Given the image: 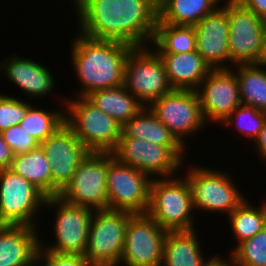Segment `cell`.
<instances>
[{
	"instance_id": "obj_17",
	"label": "cell",
	"mask_w": 266,
	"mask_h": 266,
	"mask_svg": "<svg viewBox=\"0 0 266 266\" xmlns=\"http://www.w3.org/2000/svg\"><path fill=\"white\" fill-rule=\"evenodd\" d=\"M233 70L212 69L196 90L206 124L213 121L220 124L242 104Z\"/></svg>"
},
{
	"instance_id": "obj_12",
	"label": "cell",
	"mask_w": 266,
	"mask_h": 266,
	"mask_svg": "<svg viewBox=\"0 0 266 266\" xmlns=\"http://www.w3.org/2000/svg\"><path fill=\"white\" fill-rule=\"evenodd\" d=\"M46 208L56 207L54 233L55 244L44 247L40 240V248L57 254L85 255L88 232L94 209L74 205L63 200L59 195L47 197ZM48 206V207H47Z\"/></svg>"
},
{
	"instance_id": "obj_19",
	"label": "cell",
	"mask_w": 266,
	"mask_h": 266,
	"mask_svg": "<svg viewBox=\"0 0 266 266\" xmlns=\"http://www.w3.org/2000/svg\"><path fill=\"white\" fill-rule=\"evenodd\" d=\"M39 248L35 227L0 225V266H28L37 258Z\"/></svg>"
},
{
	"instance_id": "obj_8",
	"label": "cell",
	"mask_w": 266,
	"mask_h": 266,
	"mask_svg": "<svg viewBox=\"0 0 266 266\" xmlns=\"http://www.w3.org/2000/svg\"><path fill=\"white\" fill-rule=\"evenodd\" d=\"M222 7L227 12L229 22L231 64H259L264 48L265 20L237 0L225 1Z\"/></svg>"
},
{
	"instance_id": "obj_29",
	"label": "cell",
	"mask_w": 266,
	"mask_h": 266,
	"mask_svg": "<svg viewBox=\"0 0 266 266\" xmlns=\"http://www.w3.org/2000/svg\"><path fill=\"white\" fill-rule=\"evenodd\" d=\"M255 208L245 200L229 216V225L237 243L256 235L266 226V201Z\"/></svg>"
},
{
	"instance_id": "obj_18",
	"label": "cell",
	"mask_w": 266,
	"mask_h": 266,
	"mask_svg": "<svg viewBox=\"0 0 266 266\" xmlns=\"http://www.w3.org/2000/svg\"><path fill=\"white\" fill-rule=\"evenodd\" d=\"M196 51L212 69H230L229 22L221 6L194 25ZM225 64V65H224Z\"/></svg>"
},
{
	"instance_id": "obj_23",
	"label": "cell",
	"mask_w": 266,
	"mask_h": 266,
	"mask_svg": "<svg viewBox=\"0 0 266 266\" xmlns=\"http://www.w3.org/2000/svg\"><path fill=\"white\" fill-rule=\"evenodd\" d=\"M221 1L158 0V22L194 26L204 17L216 11L220 7L218 2Z\"/></svg>"
},
{
	"instance_id": "obj_2",
	"label": "cell",
	"mask_w": 266,
	"mask_h": 266,
	"mask_svg": "<svg viewBox=\"0 0 266 266\" xmlns=\"http://www.w3.org/2000/svg\"><path fill=\"white\" fill-rule=\"evenodd\" d=\"M133 48L124 42L79 34L71 51L72 67L82 86L77 95L86 97L95 90L122 86L125 61Z\"/></svg>"
},
{
	"instance_id": "obj_30",
	"label": "cell",
	"mask_w": 266,
	"mask_h": 266,
	"mask_svg": "<svg viewBox=\"0 0 266 266\" xmlns=\"http://www.w3.org/2000/svg\"><path fill=\"white\" fill-rule=\"evenodd\" d=\"M30 106L19 125L32 135L39 143L52 135L64 124V112H50Z\"/></svg>"
},
{
	"instance_id": "obj_38",
	"label": "cell",
	"mask_w": 266,
	"mask_h": 266,
	"mask_svg": "<svg viewBox=\"0 0 266 266\" xmlns=\"http://www.w3.org/2000/svg\"><path fill=\"white\" fill-rule=\"evenodd\" d=\"M255 142L256 151L261 159L266 161V120L263 128L259 132L258 136L253 140Z\"/></svg>"
},
{
	"instance_id": "obj_21",
	"label": "cell",
	"mask_w": 266,
	"mask_h": 266,
	"mask_svg": "<svg viewBox=\"0 0 266 266\" xmlns=\"http://www.w3.org/2000/svg\"><path fill=\"white\" fill-rule=\"evenodd\" d=\"M173 89L196 91L212 68L195 50L188 53H157Z\"/></svg>"
},
{
	"instance_id": "obj_10",
	"label": "cell",
	"mask_w": 266,
	"mask_h": 266,
	"mask_svg": "<svg viewBox=\"0 0 266 266\" xmlns=\"http://www.w3.org/2000/svg\"><path fill=\"white\" fill-rule=\"evenodd\" d=\"M46 198L21 175L9 168L0 170V225L36 227V214L45 205Z\"/></svg>"
},
{
	"instance_id": "obj_28",
	"label": "cell",
	"mask_w": 266,
	"mask_h": 266,
	"mask_svg": "<svg viewBox=\"0 0 266 266\" xmlns=\"http://www.w3.org/2000/svg\"><path fill=\"white\" fill-rule=\"evenodd\" d=\"M156 53H188L196 50L194 26L157 22L153 41Z\"/></svg>"
},
{
	"instance_id": "obj_7",
	"label": "cell",
	"mask_w": 266,
	"mask_h": 266,
	"mask_svg": "<svg viewBox=\"0 0 266 266\" xmlns=\"http://www.w3.org/2000/svg\"><path fill=\"white\" fill-rule=\"evenodd\" d=\"M151 181L148 174L120 162L109 152L106 181L108 209L147 214Z\"/></svg>"
},
{
	"instance_id": "obj_31",
	"label": "cell",
	"mask_w": 266,
	"mask_h": 266,
	"mask_svg": "<svg viewBox=\"0 0 266 266\" xmlns=\"http://www.w3.org/2000/svg\"><path fill=\"white\" fill-rule=\"evenodd\" d=\"M266 112L256 109L253 106L241 104L224 121L223 125L237 127L241 135L254 140L264 126Z\"/></svg>"
},
{
	"instance_id": "obj_34",
	"label": "cell",
	"mask_w": 266,
	"mask_h": 266,
	"mask_svg": "<svg viewBox=\"0 0 266 266\" xmlns=\"http://www.w3.org/2000/svg\"><path fill=\"white\" fill-rule=\"evenodd\" d=\"M4 142L14 155L28 153L36 149L40 143L20 125H14L0 132Z\"/></svg>"
},
{
	"instance_id": "obj_15",
	"label": "cell",
	"mask_w": 266,
	"mask_h": 266,
	"mask_svg": "<svg viewBox=\"0 0 266 266\" xmlns=\"http://www.w3.org/2000/svg\"><path fill=\"white\" fill-rule=\"evenodd\" d=\"M112 154L120 162L152 175L150 177L155 174L160 178L171 177L183 164V159L171 147L139 138L120 137Z\"/></svg>"
},
{
	"instance_id": "obj_5",
	"label": "cell",
	"mask_w": 266,
	"mask_h": 266,
	"mask_svg": "<svg viewBox=\"0 0 266 266\" xmlns=\"http://www.w3.org/2000/svg\"><path fill=\"white\" fill-rule=\"evenodd\" d=\"M123 86L144 106L173 91L159 55L149 47H134L124 65Z\"/></svg>"
},
{
	"instance_id": "obj_40",
	"label": "cell",
	"mask_w": 266,
	"mask_h": 266,
	"mask_svg": "<svg viewBox=\"0 0 266 266\" xmlns=\"http://www.w3.org/2000/svg\"><path fill=\"white\" fill-rule=\"evenodd\" d=\"M259 64L266 66V20L264 22V48H263L262 58Z\"/></svg>"
},
{
	"instance_id": "obj_27",
	"label": "cell",
	"mask_w": 266,
	"mask_h": 266,
	"mask_svg": "<svg viewBox=\"0 0 266 266\" xmlns=\"http://www.w3.org/2000/svg\"><path fill=\"white\" fill-rule=\"evenodd\" d=\"M242 104L266 112V70L261 64L236 65Z\"/></svg>"
},
{
	"instance_id": "obj_20",
	"label": "cell",
	"mask_w": 266,
	"mask_h": 266,
	"mask_svg": "<svg viewBox=\"0 0 266 266\" xmlns=\"http://www.w3.org/2000/svg\"><path fill=\"white\" fill-rule=\"evenodd\" d=\"M0 69L9 81L33 99L46 96L56 86L52 73L44 65L28 58L13 55L0 62Z\"/></svg>"
},
{
	"instance_id": "obj_9",
	"label": "cell",
	"mask_w": 266,
	"mask_h": 266,
	"mask_svg": "<svg viewBox=\"0 0 266 266\" xmlns=\"http://www.w3.org/2000/svg\"><path fill=\"white\" fill-rule=\"evenodd\" d=\"M186 177L192 191L194 212L198 209L203 212L220 211L229 216L246 200L231 176L221 170L192 166Z\"/></svg>"
},
{
	"instance_id": "obj_3",
	"label": "cell",
	"mask_w": 266,
	"mask_h": 266,
	"mask_svg": "<svg viewBox=\"0 0 266 266\" xmlns=\"http://www.w3.org/2000/svg\"><path fill=\"white\" fill-rule=\"evenodd\" d=\"M175 176L152 178L147 214L167 232L196 230L190 184L186 176Z\"/></svg>"
},
{
	"instance_id": "obj_37",
	"label": "cell",
	"mask_w": 266,
	"mask_h": 266,
	"mask_svg": "<svg viewBox=\"0 0 266 266\" xmlns=\"http://www.w3.org/2000/svg\"><path fill=\"white\" fill-rule=\"evenodd\" d=\"M14 158V153L11 148L4 142L0 133V170H4L10 167Z\"/></svg>"
},
{
	"instance_id": "obj_32",
	"label": "cell",
	"mask_w": 266,
	"mask_h": 266,
	"mask_svg": "<svg viewBox=\"0 0 266 266\" xmlns=\"http://www.w3.org/2000/svg\"><path fill=\"white\" fill-rule=\"evenodd\" d=\"M231 254L239 266H266V226L237 244Z\"/></svg>"
},
{
	"instance_id": "obj_6",
	"label": "cell",
	"mask_w": 266,
	"mask_h": 266,
	"mask_svg": "<svg viewBox=\"0 0 266 266\" xmlns=\"http://www.w3.org/2000/svg\"><path fill=\"white\" fill-rule=\"evenodd\" d=\"M133 213L119 210H95L91 218L84 257L92 266H118L125 231Z\"/></svg>"
},
{
	"instance_id": "obj_26",
	"label": "cell",
	"mask_w": 266,
	"mask_h": 266,
	"mask_svg": "<svg viewBox=\"0 0 266 266\" xmlns=\"http://www.w3.org/2000/svg\"><path fill=\"white\" fill-rule=\"evenodd\" d=\"M9 169L31 182L46 197H52L50 164L40 145L28 153L14 155Z\"/></svg>"
},
{
	"instance_id": "obj_36",
	"label": "cell",
	"mask_w": 266,
	"mask_h": 266,
	"mask_svg": "<svg viewBox=\"0 0 266 266\" xmlns=\"http://www.w3.org/2000/svg\"><path fill=\"white\" fill-rule=\"evenodd\" d=\"M245 8L253 11L258 17L266 20V0H237Z\"/></svg>"
},
{
	"instance_id": "obj_14",
	"label": "cell",
	"mask_w": 266,
	"mask_h": 266,
	"mask_svg": "<svg viewBox=\"0 0 266 266\" xmlns=\"http://www.w3.org/2000/svg\"><path fill=\"white\" fill-rule=\"evenodd\" d=\"M166 234L148 214H133L126 227L119 265L161 266Z\"/></svg>"
},
{
	"instance_id": "obj_39",
	"label": "cell",
	"mask_w": 266,
	"mask_h": 266,
	"mask_svg": "<svg viewBox=\"0 0 266 266\" xmlns=\"http://www.w3.org/2000/svg\"><path fill=\"white\" fill-rule=\"evenodd\" d=\"M230 257V260L227 262L223 257L221 259L219 255H213V257L211 256L209 259H206L204 266H239L232 254Z\"/></svg>"
},
{
	"instance_id": "obj_22",
	"label": "cell",
	"mask_w": 266,
	"mask_h": 266,
	"mask_svg": "<svg viewBox=\"0 0 266 266\" xmlns=\"http://www.w3.org/2000/svg\"><path fill=\"white\" fill-rule=\"evenodd\" d=\"M120 137L139 138L161 146L171 147L183 160L184 151L187 150L147 106H144L122 126Z\"/></svg>"
},
{
	"instance_id": "obj_24",
	"label": "cell",
	"mask_w": 266,
	"mask_h": 266,
	"mask_svg": "<svg viewBox=\"0 0 266 266\" xmlns=\"http://www.w3.org/2000/svg\"><path fill=\"white\" fill-rule=\"evenodd\" d=\"M86 98L122 126L144 107L123 85L92 91Z\"/></svg>"
},
{
	"instance_id": "obj_35",
	"label": "cell",
	"mask_w": 266,
	"mask_h": 266,
	"mask_svg": "<svg viewBox=\"0 0 266 266\" xmlns=\"http://www.w3.org/2000/svg\"><path fill=\"white\" fill-rule=\"evenodd\" d=\"M37 259L42 266H92L82 255L57 254L39 249Z\"/></svg>"
},
{
	"instance_id": "obj_1",
	"label": "cell",
	"mask_w": 266,
	"mask_h": 266,
	"mask_svg": "<svg viewBox=\"0 0 266 266\" xmlns=\"http://www.w3.org/2000/svg\"><path fill=\"white\" fill-rule=\"evenodd\" d=\"M76 10L83 36L132 47H144L153 41L158 0H82Z\"/></svg>"
},
{
	"instance_id": "obj_13",
	"label": "cell",
	"mask_w": 266,
	"mask_h": 266,
	"mask_svg": "<svg viewBox=\"0 0 266 266\" xmlns=\"http://www.w3.org/2000/svg\"><path fill=\"white\" fill-rule=\"evenodd\" d=\"M148 107L185 147L187 145L184 138H189L194 132L204 128L206 123L198 93L194 90L174 89Z\"/></svg>"
},
{
	"instance_id": "obj_25",
	"label": "cell",
	"mask_w": 266,
	"mask_h": 266,
	"mask_svg": "<svg viewBox=\"0 0 266 266\" xmlns=\"http://www.w3.org/2000/svg\"><path fill=\"white\" fill-rule=\"evenodd\" d=\"M196 230L167 232L161 266H204Z\"/></svg>"
},
{
	"instance_id": "obj_42",
	"label": "cell",
	"mask_w": 266,
	"mask_h": 266,
	"mask_svg": "<svg viewBox=\"0 0 266 266\" xmlns=\"http://www.w3.org/2000/svg\"><path fill=\"white\" fill-rule=\"evenodd\" d=\"M73 1H75L74 2L75 8H77L82 2V0H73Z\"/></svg>"
},
{
	"instance_id": "obj_33",
	"label": "cell",
	"mask_w": 266,
	"mask_h": 266,
	"mask_svg": "<svg viewBox=\"0 0 266 266\" xmlns=\"http://www.w3.org/2000/svg\"><path fill=\"white\" fill-rule=\"evenodd\" d=\"M22 99L0 94V132L19 125L31 106Z\"/></svg>"
},
{
	"instance_id": "obj_41",
	"label": "cell",
	"mask_w": 266,
	"mask_h": 266,
	"mask_svg": "<svg viewBox=\"0 0 266 266\" xmlns=\"http://www.w3.org/2000/svg\"><path fill=\"white\" fill-rule=\"evenodd\" d=\"M28 266H42L39 264V260L36 258L32 263H30Z\"/></svg>"
},
{
	"instance_id": "obj_16",
	"label": "cell",
	"mask_w": 266,
	"mask_h": 266,
	"mask_svg": "<svg viewBox=\"0 0 266 266\" xmlns=\"http://www.w3.org/2000/svg\"><path fill=\"white\" fill-rule=\"evenodd\" d=\"M52 173V196H58L90 151L64 123L40 143Z\"/></svg>"
},
{
	"instance_id": "obj_4",
	"label": "cell",
	"mask_w": 266,
	"mask_h": 266,
	"mask_svg": "<svg viewBox=\"0 0 266 266\" xmlns=\"http://www.w3.org/2000/svg\"><path fill=\"white\" fill-rule=\"evenodd\" d=\"M75 98L63 102L67 109L64 123L90 152H112L122 134V125L86 97Z\"/></svg>"
},
{
	"instance_id": "obj_11",
	"label": "cell",
	"mask_w": 266,
	"mask_h": 266,
	"mask_svg": "<svg viewBox=\"0 0 266 266\" xmlns=\"http://www.w3.org/2000/svg\"><path fill=\"white\" fill-rule=\"evenodd\" d=\"M108 164L109 152H90L59 196L70 204L94 210L108 209Z\"/></svg>"
}]
</instances>
